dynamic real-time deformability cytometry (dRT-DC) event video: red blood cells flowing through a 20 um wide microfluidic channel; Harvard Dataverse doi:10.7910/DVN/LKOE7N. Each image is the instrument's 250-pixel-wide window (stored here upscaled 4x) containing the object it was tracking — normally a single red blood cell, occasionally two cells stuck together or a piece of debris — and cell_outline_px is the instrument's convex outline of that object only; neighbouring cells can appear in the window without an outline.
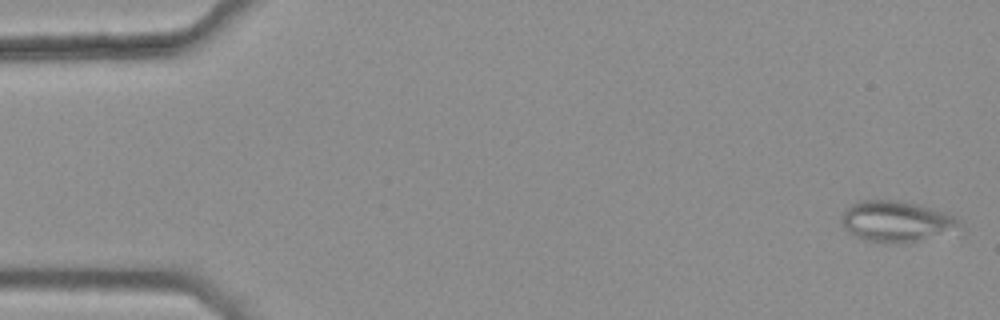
{"species": "common noctule bat (a hibernating species)", "species_latin": "Nyctalus noctula", "temperature_condition": "warm", "stored_images_in_passage": 10, "camera_frame_rate_fps": 3000, "um_per_image_px": 0.085, "animal": {"sex": "female", "body_mass_g": 25.1}, "frame": {"image": 1, "passage_image": 1, "time_ms": 0.0, "image_size_px": [1000, 320], "cell_outline_px": [[964, 232], [904, 244], [880, 244], [864, 240], [852, 236], [844, 228], [840, 220], [844, 212], [852, 204], [860, 200], [900, 200], [932, 208], [944, 212], [960, 220], [964, 228]], "centroid_in_image_um": [76.29, 18.88], "position_along_channel_um": 8.7, "area_um2": 29.42}}